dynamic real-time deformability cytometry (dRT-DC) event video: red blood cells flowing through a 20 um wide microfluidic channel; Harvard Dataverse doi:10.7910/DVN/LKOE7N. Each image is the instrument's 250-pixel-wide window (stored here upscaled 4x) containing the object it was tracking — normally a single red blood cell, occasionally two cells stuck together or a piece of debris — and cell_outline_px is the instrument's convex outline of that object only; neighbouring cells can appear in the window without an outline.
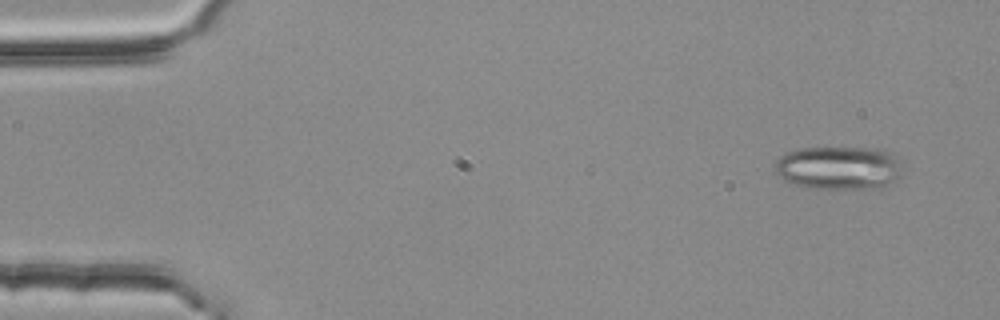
{"species": "common noctule bat (a hibernating species)", "species_latin": "Nyctalus noctula", "temperature_condition": "room temperature", "stored_images_in_passage": 3, "camera_frame_rate_fps": 3000, "um_per_image_px": 0.085, "animal": {"sex": "female", "body_mass_g": 25.1}, "frame": {"image": 1, "passage_image": 1, "time_ms": 0.0, "image_size_px": [1000, 320], "cell_outline_px": [[904, 176], [880, 188], [808, 188], [788, 184], [776, 172], [776, 160], [780, 156], [788, 152], [800, 148], [876, 148], [888, 152], [896, 156]], "centroid_in_image_um": [71.3, 14.28], "position_along_channel_um": 13.7, "area_um2": 32.43}}